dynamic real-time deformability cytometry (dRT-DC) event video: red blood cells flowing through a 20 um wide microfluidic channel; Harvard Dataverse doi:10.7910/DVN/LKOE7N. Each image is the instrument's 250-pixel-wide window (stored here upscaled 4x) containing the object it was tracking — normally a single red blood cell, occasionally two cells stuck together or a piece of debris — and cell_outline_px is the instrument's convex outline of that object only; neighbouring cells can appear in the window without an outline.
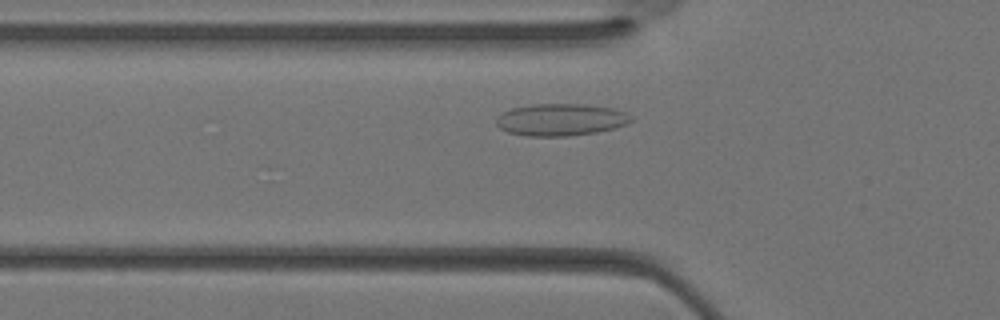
{"species": "Egyptian fruit bat (a non-hibernating species)", "species_latin": "Rousettus aegyptiacus", "temperature_condition": "warm", "stored_images_in_passage": 29, "camera_frame_rate_fps": 3000, "um_per_image_px": 0.085, "animal": {"sex": "female"}, "frame": {"image": 1, "passage_image": 6, "time_ms": 1.667, "image_size_px": [1000, 320], "cell_outline_px": [[632, 120], [628, 124], [616, 128], [596, 132], [568, 136], [524, 136], [508, 132], [500, 128], [496, 124], [496, 120], [504, 112], [512, 108], [532, 104], [584, 104], [612, 108], [624, 112], [632, 116]], "centroid_in_image_um": [47.68, 10.18], "position_along_channel_um": 78.1, "area_um2": 25.2}}
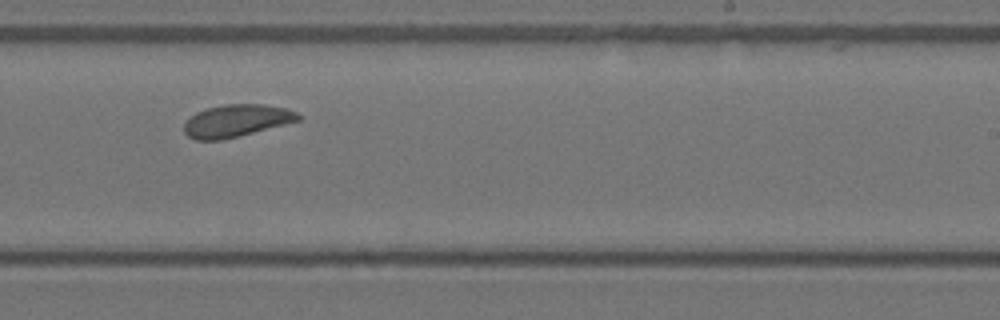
{"frame": {"image": 2, "passage_image": 16, "time_ms": 5.0, "image_size_px": [1000, 320], "cell_outline_px": [[300, 120], [240, 136], [220, 140], [196, 140], [188, 136], [184, 132], [184, 124], [196, 112], [204, 108], [224, 104], [264, 104], [284, 108], [296, 112], [300, 116]], "centroid_in_image_um": [20.07, 10.26], "position_along_channel_um": 268.9, "area_um2": 21.44}}
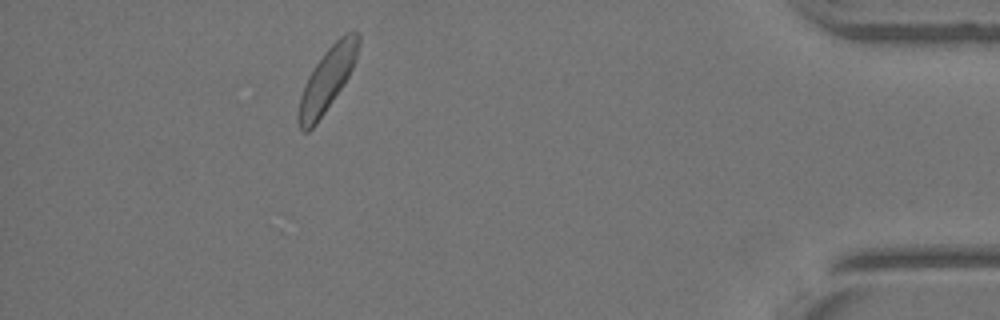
{"frame": {"image": 3, "passage_image": 26, "time_ms": 8.333, "image_size_px": [1000, 320], "cell_outline_px": [[360, 44], [352, 68], [344, 84], [316, 124], [308, 132], [300, 132], [300, 96], [308, 76], [324, 52], [344, 32], [360, 32]], "centroid_in_image_um": [27.84, 6.71], "position_along_channel_um": 407.4, "area_um2": 21.56}}